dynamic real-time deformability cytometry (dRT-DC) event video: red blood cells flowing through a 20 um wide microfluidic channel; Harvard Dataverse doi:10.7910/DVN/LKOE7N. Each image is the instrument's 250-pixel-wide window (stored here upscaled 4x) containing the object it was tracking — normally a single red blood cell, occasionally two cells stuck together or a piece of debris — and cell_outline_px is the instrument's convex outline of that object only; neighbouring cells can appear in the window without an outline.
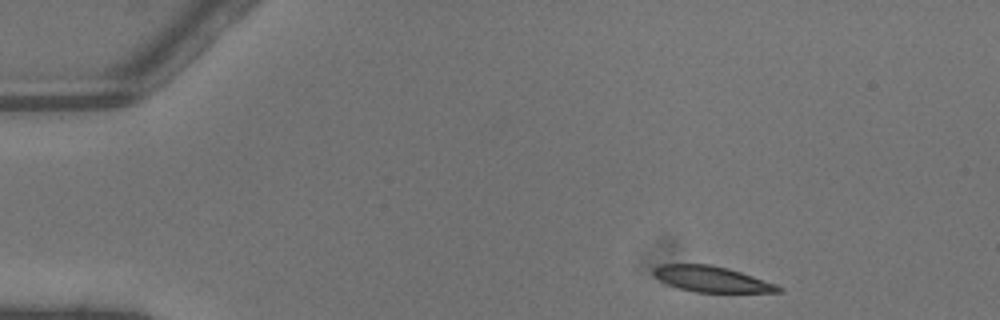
{"species": "common noctule bat (a hibernating species)", "species_latin": "Nyctalus noctula", "temperature_condition": "warm", "stored_images_in_passage": 4, "camera_frame_rate_fps": 3000, "um_per_image_px": 0.085, "animal": {"sex": "male", "body_mass_g": 13.3}, "frame": {"image": 1, "passage_image": 1, "time_ms": 0.0, "image_size_px": [1000, 320], "cell_outline_px": [[784, 288], [780, 292], [696, 292], [680, 288], [668, 284], [660, 280], [652, 272], [652, 268], [660, 264], [708, 264], [728, 268], [776, 284]], "centroid_in_image_um": [60.48, 23.72], "position_along_channel_um": 24.5, "area_um2": 18.55}}
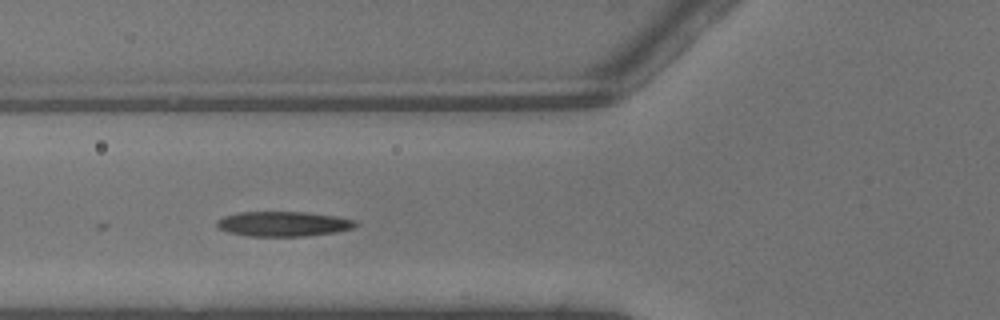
{"frame": {"image": 2, "passage_image": 4, "time_ms": 1.0, "image_size_px": [1000, 320], "cell_outline_px": [[360, 224], [352, 228], [336, 232], [308, 236], [248, 236], [228, 232], [216, 228], [216, 224], [224, 216], [240, 212], [304, 212], [336, 216], [356, 220]], "centroid_in_image_um": [24.11, 19.03], "position_along_channel_um": 101.7, "area_um2": 20.17}}